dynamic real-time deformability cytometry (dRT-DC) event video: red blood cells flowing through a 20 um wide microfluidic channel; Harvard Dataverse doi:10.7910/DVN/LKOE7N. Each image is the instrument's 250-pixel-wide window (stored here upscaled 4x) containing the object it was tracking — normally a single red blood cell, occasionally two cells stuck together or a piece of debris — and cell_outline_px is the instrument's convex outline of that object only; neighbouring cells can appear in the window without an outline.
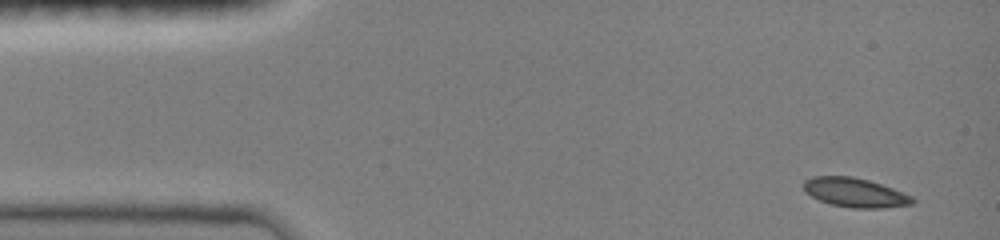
{"species": "common noctule bat (a hibernating species)", "species_latin": "Nyctalus noctula", "temperature_condition": "room temperature", "stored_images_in_passage": 5, "camera_frame_rate_fps": 3000, "um_per_image_px": 0.085, "animal": {"sex": "female", "body_mass_g": 19.0, "forearm_length_mm": 51.5}, "frame": {"image": 1, "passage_image": 1, "time_ms": 0.0, "image_size_px": [1000, 240], "cell_outline_px": [[916, 200], [912, 204], [884, 208], [852, 208], [832, 204], [820, 200], [804, 192], [804, 180], [812, 176], [852, 176], [868, 180], [904, 192], [912, 196]], "centroid_in_image_um": [72.68, 16.37], "position_along_channel_um": 12.3, "area_um2": 18.5}}
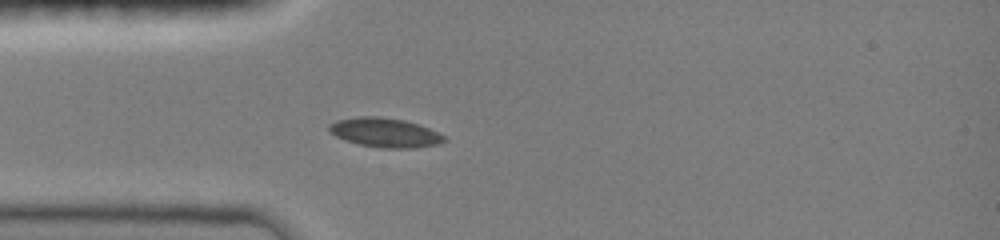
{"frame": {"image": 2, "passage_image": 5, "time_ms": 3.333, "image_size_px": [1000, 240], "cell_outline_px": [[448, 140], [440, 144], [416, 148], [384, 148], [360, 144], [336, 136], [328, 132], [328, 124], [336, 120], [360, 116], [380, 116], [404, 120], [420, 124], [444, 136]], "centroid_in_image_um": [32.73, 11.26], "position_along_channel_um": 52.3, "area_um2": 19.71}}